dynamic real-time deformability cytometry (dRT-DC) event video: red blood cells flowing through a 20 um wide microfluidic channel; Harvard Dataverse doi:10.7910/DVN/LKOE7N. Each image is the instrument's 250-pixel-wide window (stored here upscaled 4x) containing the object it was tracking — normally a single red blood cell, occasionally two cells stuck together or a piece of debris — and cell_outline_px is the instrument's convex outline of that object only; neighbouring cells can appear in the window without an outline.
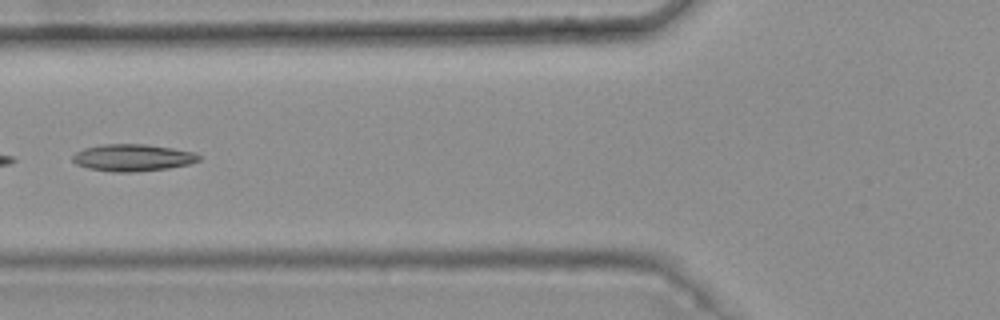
{"species": "common noctule bat (a hibernating species)", "species_latin": "Nyctalus noctula", "temperature_condition": "warm", "stored_images_in_passage": 5, "camera_frame_rate_fps": 3000, "um_per_image_px": 0.085, "animal": {"sex": "female", "body_mass_g": 25.1}, "frame": {"image": 1, "passage_image": 5, "time_ms": 1.333, "image_size_px": [1000, 320], "cell_outline_px": [[200, 160], [188, 164], [168, 168], [136, 172], [112, 172], [88, 168], [76, 164], [72, 160], [72, 156], [76, 152], [84, 148], [100, 144], [144, 144], [172, 148], [196, 152], [200, 156]], "centroid_in_image_um": [11.26, 13.4], "position_along_channel_um": 114.5, "area_um2": 19.94}}